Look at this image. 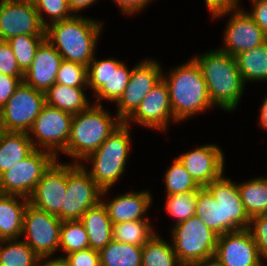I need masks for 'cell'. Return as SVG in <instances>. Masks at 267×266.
Returning <instances> with one entry per match:
<instances>
[{"mask_svg":"<svg viewBox=\"0 0 267 266\" xmlns=\"http://www.w3.org/2000/svg\"><path fill=\"white\" fill-rule=\"evenodd\" d=\"M193 59L201 69L211 103L224 110H234L245 84L235 57L218 49Z\"/></svg>","mask_w":267,"mask_h":266,"instance_id":"cell-1","label":"cell"},{"mask_svg":"<svg viewBox=\"0 0 267 266\" xmlns=\"http://www.w3.org/2000/svg\"><path fill=\"white\" fill-rule=\"evenodd\" d=\"M98 23L73 15L48 25L45 30L46 39L56 48L63 60L88 66L94 57L102 27Z\"/></svg>","mask_w":267,"mask_h":266,"instance_id":"cell-2","label":"cell"},{"mask_svg":"<svg viewBox=\"0 0 267 266\" xmlns=\"http://www.w3.org/2000/svg\"><path fill=\"white\" fill-rule=\"evenodd\" d=\"M162 77L169 90L174 121L184 120L212 107L206 82L197 62L192 58L184 65Z\"/></svg>","mask_w":267,"mask_h":266,"instance_id":"cell-3","label":"cell"},{"mask_svg":"<svg viewBox=\"0 0 267 266\" xmlns=\"http://www.w3.org/2000/svg\"><path fill=\"white\" fill-rule=\"evenodd\" d=\"M121 123L120 119H113L105 112L101 105L89 106L73 115L71 134L64 153L76 159H85L96 151Z\"/></svg>","mask_w":267,"mask_h":266,"instance_id":"cell-4","label":"cell"},{"mask_svg":"<svg viewBox=\"0 0 267 266\" xmlns=\"http://www.w3.org/2000/svg\"><path fill=\"white\" fill-rule=\"evenodd\" d=\"M129 122H122L85 160H92V168L88 172L102 190L101 197L124 173L126 160L130 150Z\"/></svg>","mask_w":267,"mask_h":266,"instance_id":"cell-5","label":"cell"},{"mask_svg":"<svg viewBox=\"0 0 267 266\" xmlns=\"http://www.w3.org/2000/svg\"><path fill=\"white\" fill-rule=\"evenodd\" d=\"M173 249L182 266L214 258L218 234L196 216L173 227Z\"/></svg>","mask_w":267,"mask_h":266,"instance_id":"cell-6","label":"cell"},{"mask_svg":"<svg viewBox=\"0 0 267 266\" xmlns=\"http://www.w3.org/2000/svg\"><path fill=\"white\" fill-rule=\"evenodd\" d=\"M101 193L81 163L67 164V190L62 211L57 217L61 221L80 220L88 209L101 201Z\"/></svg>","mask_w":267,"mask_h":266,"instance_id":"cell-7","label":"cell"},{"mask_svg":"<svg viewBox=\"0 0 267 266\" xmlns=\"http://www.w3.org/2000/svg\"><path fill=\"white\" fill-rule=\"evenodd\" d=\"M45 105V94L24 81L0 110V119L6 132L30 133L35 119Z\"/></svg>","mask_w":267,"mask_h":266,"instance_id":"cell-8","label":"cell"},{"mask_svg":"<svg viewBox=\"0 0 267 266\" xmlns=\"http://www.w3.org/2000/svg\"><path fill=\"white\" fill-rule=\"evenodd\" d=\"M56 158L48 151L34 149L0 176V193L29 198L42 174Z\"/></svg>","mask_w":267,"mask_h":266,"instance_id":"cell-9","label":"cell"},{"mask_svg":"<svg viewBox=\"0 0 267 266\" xmlns=\"http://www.w3.org/2000/svg\"><path fill=\"white\" fill-rule=\"evenodd\" d=\"M61 225L62 221L56 215L29 203L24 213L22 233L27 234L24 241L41 259L46 260L59 248Z\"/></svg>","mask_w":267,"mask_h":266,"instance_id":"cell-10","label":"cell"},{"mask_svg":"<svg viewBox=\"0 0 267 266\" xmlns=\"http://www.w3.org/2000/svg\"><path fill=\"white\" fill-rule=\"evenodd\" d=\"M132 70H128L124 63L115 59L98 61L93 57L87 66L88 85L96 94L97 105L101 99L116 102L129 83Z\"/></svg>","mask_w":267,"mask_h":266,"instance_id":"cell-11","label":"cell"},{"mask_svg":"<svg viewBox=\"0 0 267 266\" xmlns=\"http://www.w3.org/2000/svg\"><path fill=\"white\" fill-rule=\"evenodd\" d=\"M73 114L45 104L30 130L40 146L47 148L55 158L56 150L65 151L71 134Z\"/></svg>","mask_w":267,"mask_h":266,"instance_id":"cell-12","label":"cell"},{"mask_svg":"<svg viewBox=\"0 0 267 266\" xmlns=\"http://www.w3.org/2000/svg\"><path fill=\"white\" fill-rule=\"evenodd\" d=\"M158 62L146 60L132 69L129 83L124 89L118 104L117 118L125 122L139 107L146 95L162 79Z\"/></svg>","mask_w":267,"mask_h":266,"instance_id":"cell-13","label":"cell"},{"mask_svg":"<svg viewBox=\"0 0 267 266\" xmlns=\"http://www.w3.org/2000/svg\"><path fill=\"white\" fill-rule=\"evenodd\" d=\"M33 2L2 0L0 2V40L17 35H46Z\"/></svg>","mask_w":267,"mask_h":266,"instance_id":"cell-14","label":"cell"},{"mask_svg":"<svg viewBox=\"0 0 267 266\" xmlns=\"http://www.w3.org/2000/svg\"><path fill=\"white\" fill-rule=\"evenodd\" d=\"M205 187L221 206L222 234L248 229L251 218L245 210L238 185L222 175Z\"/></svg>","mask_w":267,"mask_h":266,"instance_id":"cell-15","label":"cell"},{"mask_svg":"<svg viewBox=\"0 0 267 266\" xmlns=\"http://www.w3.org/2000/svg\"><path fill=\"white\" fill-rule=\"evenodd\" d=\"M55 159L42 174L29 203L42 211L58 215L62 211L67 190V164Z\"/></svg>","mask_w":267,"mask_h":266,"instance_id":"cell-16","label":"cell"},{"mask_svg":"<svg viewBox=\"0 0 267 266\" xmlns=\"http://www.w3.org/2000/svg\"><path fill=\"white\" fill-rule=\"evenodd\" d=\"M214 258L222 266H263L249 229L219 235Z\"/></svg>","mask_w":267,"mask_h":266,"instance_id":"cell-17","label":"cell"},{"mask_svg":"<svg viewBox=\"0 0 267 266\" xmlns=\"http://www.w3.org/2000/svg\"><path fill=\"white\" fill-rule=\"evenodd\" d=\"M237 8L226 27L224 38L226 47L219 49L233 57L238 53L251 50L267 42V35L251 16Z\"/></svg>","mask_w":267,"mask_h":266,"instance_id":"cell-18","label":"cell"},{"mask_svg":"<svg viewBox=\"0 0 267 266\" xmlns=\"http://www.w3.org/2000/svg\"><path fill=\"white\" fill-rule=\"evenodd\" d=\"M178 160L201 187L223 175L224 155L216 145L198 147L182 154Z\"/></svg>","mask_w":267,"mask_h":266,"instance_id":"cell-19","label":"cell"},{"mask_svg":"<svg viewBox=\"0 0 267 266\" xmlns=\"http://www.w3.org/2000/svg\"><path fill=\"white\" fill-rule=\"evenodd\" d=\"M131 118L149 128L166 131L169 119L174 120V115L170 105L169 90L163 79L151 89L137 110L125 122Z\"/></svg>","mask_w":267,"mask_h":266,"instance_id":"cell-20","label":"cell"},{"mask_svg":"<svg viewBox=\"0 0 267 266\" xmlns=\"http://www.w3.org/2000/svg\"><path fill=\"white\" fill-rule=\"evenodd\" d=\"M62 56L56 48L45 39L38 47L31 67L24 74V82L34 89L46 92L56 83Z\"/></svg>","mask_w":267,"mask_h":266,"instance_id":"cell-21","label":"cell"},{"mask_svg":"<svg viewBox=\"0 0 267 266\" xmlns=\"http://www.w3.org/2000/svg\"><path fill=\"white\" fill-rule=\"evenodd\" d=\"M151 201V195L147 191L129 192L116 197L109 203L101 200L112 224L143 220V214L148 210Z\"/></svg>","mask_w":267,"mask_h":266,"instance_id":"cell-22","label":"cell"},{"mask_svg":"<svg viewBox=\"0 0 267 266\" xmlns=\"http://www.w3.org/2000/svg\"><path fill=\"white\" fill-rule=\"evenodd\" d=\"M22 198V204L19 201ZM29 198L0 193V240L17 239L23 233L24 213Z\"/></svg>","mask_w":267,"mask_h":266,"instance_id":"cell-23","label":"cell"},{"mask_svg":"<svg viewBox=\"0 0 267 266\" xmlns=\"http://www.w3.org/2000/svg\"><path fill=\"white\" fill-rule=\"evenodd\" d=\"M80 221L89 237V248L100 251L113 239V224L106 207L100 201L96 206L88 209Z\"/></svg>","mask_w":267,"mask_h":266,"instance_id":"cell-24","label":"cell"},{"mask_svg":"<svg viewBox=\"0 0 267 266\" xmlns=\"http://www.w3.org/2000/svg\"><path fill=\"white\" fill-rule=\"evenodd\" d=\"M35 143L29 133L5 131L0 138V176L38 149Z\"/></svg>","mask_w":267,"mask_h":266,"instance_id":"cell-25","label":"cell"},{"mask_svg":"<svg viewBox=\"0 0 267 266\" xmlns=\"http://www.w3.org/2000/svg\"><path fill=\"white\" fill-rule=\"evenodd\" d=\"M83 87H69L61 83H55L45 94V104L66 111L71 114H78L89 107L88 100Z\"/></svg>","mask_w":267,"mask_h":266,"instance_id":"cell-26","label":"cell"},{"mask_svg":"<svg viewBox=\"0 0 267 266\" xmlns=\"http://www.w3.org/2000/svg\"><path fill=\"white\" fill-rule=\"evenodd\" d=\"M234 57L244 83L267 80V42Z\"/></svg>","mask_w":267,"mask_h":266,"instance_id":"cell-27","label":"cell"},{"mask_svg":"<svg viewBox=\"0 0 267 266\" xmlns=\"http://www.w3.org/2000/svg\"><path fill=\"white\" fill-rule=\"evenodd\" d=\"M101 266H142V247L112 241L99 251Z\"/></svg>","mask_w":267,"mask_h":266,"instance_id":"cell-28","label":"cell"},{"mask_svg":"<svg viewBox=\"0 0 267 266\" xmlns=\"http://www.w3.org/2000/svg\"><path fill=\"white\" fill-rule=\"evenodd\" d=\"M0 266H40L41 258L25 241L0 240Z\"/></svg>","mask_w":267,"mask_h":266,"instance_id":"cell-29","label":"cell"},{"mask_svg":"<svg viewBox=\"0 0 267 266\" xmlns=\"http://www.w3.org/2000/svg\"><path fill=\"white\" fill-rule=\"evenodd\" d=\"M171 245L154 235L142 246V266H182Z\"/></svg>","mask_w":267,"mask_h":266,"instance_id":"cell-30","label":"cell"},{"mask_svg":"<svg viewBox=\"0 0 267 266\" xmlns=\"http://www.w3.org/2000/svg\"><path fill=\"white\" fill-rule=\"evenodd\" d=\"M195 216L215 233L222 235L221 206L205 186L197 190Z\"/></svg>","mask_w":267,"mask_h":266,"instance_id":"cell-31","label":"cell"},{"mask_svg":"<svg viewBox=\"0 0 267 266\" xmlns=\"http://www.w3.org/2000/svg\"><path fill=\"white\" fill-rule=\"evenodd\" d=\"M250 218L260 215L267 205V178H257L238 185Z\"/></svg>","mask_w":267,"mask_h":266,"instance_id":"cell-32","label":"cell"},{"mask_svg":"<svg viewBox=\"0 0 267 266\" xmlns=\"http://www.w3.org/2000/svg\"><path fill=\"white\" fill-rule=\"evenodd\" d=\"M147 218L113 224V239L125 244L143 246L155 233L152 232Z\"/></svg>","mask_w":267,"mask_h":266,"instance_id":"cell-33","label":"cell"},{"mask_svg":"<svg viewBox=\"0 0 267 266\" xmlns=\"http://www.w3.org/2000/svg\"><path fill=\"white\" fill-rule=\"evenodd\" d=\"M45 39L46 35L22 34L7 40L16 57L17 64L24 74L31 67L35 53Z\"/></svg>","mask_w":267,"mask_h":266,"instance_id":"cell-34","label":"cell"},{"mask_svg":"<svg viewBox=\"0 0 267 266\" xmlns=\"http://www.w3.org/2000/svg\"><path fill=\"white\" fill-rule=\"evenodd\" d=\"M59 247L68 254L89 248V237L80 220L62 221Z\"/></svg>","mask_w":267,"mask_h":266,"instance_id":"cell-35","label":"cell"},{"mask_svg":"<svg viewBox=\"0 0 267 266\" xmlns=\"http://www.w3.org/2000/svg\"><path fill=\"white\" fill-rule=\"evenodd\" d=\"M167 195L197 191L201 186L190 176L183 164L177 159L165 174Z\"/></svg>","mask_w":267,"mask_h":266,"instance_id":"cell-36","label":"cell"},{"mask_svg":"<svg viewBox=\"0 0 267 266\" xmlns=\"http://www.w3.org/2000/svg\"><path fill=\"white\" fill-rule=\"evenodd\" d=\"M197 191L167 195L166 209L170 215L178 219L176 224L195 216Z\"/></svg>","mask_w":267,"mask_h":266,"instance_id":"cell-37","label":"cell"},{"mask_svg":"<svg viewBox=\"0 0 267 266\" xmlns=\"http://www.w3.org/2000/svg\"><path fill=\"white\" fill-rule=\"evenodd\" d=\"M56 83L69 87H87V66L63 60L57 73Z\"/></svg>","mask_w":267,"mask_h":266,"instance_id":"cell-38","label":"cell"},{"mask_svg":"<svg viewBox=\"0 0 267 266\" xmlns=\"http://www.w3.org/2000/svg\"><path fill=\"white\" fill-rule=\"evenodd\" d=\"M32 2L45 28L48 24L42 16L44 11L49 15L51 24L68 19L74 15L69 9L67 0H33Z\"/></svg>","mask_w":267,"mask_h":266,"instance_id":"cell-39","label":"cell"},{"mask_svg":"<svg viewBox=\"0 0 267 266\" xmlns=\"http://www.w3.org/2000/svg\"><path fill=\"white\" fill-rule=\"evenodd\" d=\"M0 73L14 77H24L16 57L7 41L0 40Z\"/></svg>","mask_w":267,"mask_h":266,"instance_id":"cell-40","label":"cell"},{"mask_svg":"<svg viewBox=\"0 0 267 266\" xmlns=\"http://www.w3.org/2000/svg\"><path fill=\"white\" fill-rule=\"evenodd\" d=\"M248 227L255 244L257 245L261 257H267V218L260 215L254 216L250 220ZM253 229V230H252Z\"/></svg>","mask_w":267,"mask_h":266,"instance_id":"cell-41","label":"cell"},{"mask_svg":"<svg viewBox=\"0 0 267 266\" xmlns=\"http://www.w3.org/2000/svg\"><path fill=\"white\" fill-rule=\"evenodd\" d=\"M64 258L71 266H101L99 251L91 248L67 254Z\"/></svg>","mask_w":267,"mask_h":266,"instance_id":"cell-42","label":"cell"},{"mask_svg":"<svg viewBox=\"0 0 267 266\" xmlns=\"http://www.w3.org/2000/svg\"><path fill=\"white\" fill-rule=\"evenodd\" d=\"M23 80L24 77H14L0 73V110Z\"/></svg>","mask_w":267,"mask_h":266,"instance_id":"cell-43","label":"cell"},{"mask_svg":"<svg viewBox=\"0 0 267 266\" xmlns=\"http://www.w3.org/2000/svg\"><path fill=\"white\" fill-rule=\"evenodd\" d=\"M253 10L248 13L254 22L262 29L267 35V0H252Z\"/></svg>","mask_w":267,"mask_h":266,"instance_id":"cell-44","label":"cell"},{"mask_svg":"<svg viewBox=\"0 0 267 266\" xmlns=\"http://www.w3.org/2000/svg\"><path fill=\"white\" fill-rule=\"evenodd\" d=\"M206 5L213 17L226 15L237 7L238 0H205Z\"/></svg>","mask_w":267,"mask_h":266,"instance_id":"cell-45","label":"cell"},{"mask_svg":"<svg viewBox=\"0 0 267 266\" xmlns=\"http://www.w3.org/2000/svg\"><path fill=\"white\" fill-rule=\"evenodd\" d=\"M151 0H114L124 13H134L146 7V4ZM145 6V7H144Z\"/></svg>","mask_w":267,"mask_h":266,"instance_id":"cell-46","label":"cell"},{"mask_svg":"<svg viewBox=\"0 0 267 266\" xmlns=\"http://www.w3.org/2000/svg\"><path fill=\"white\" fill-rule=\"evenodd\" d=\"M97 0H67L69 9L71 12L80 11L81 9H84L91 4H93Z\"/></svg>","mask_w":267,"mask_h":266,"instance_id":"cell-47","label":"cell"},{"mask_svg":"<svg viewBox=\"0 0 267 266\" xmlns=\"http://www.w3.org/2000/svg\"><path fill=\"white\" fill-rule=\"evenodd\" d=\"M43 261L44 259L41 260L42 264L40 266H71L64 257L49 259L46 262Z\"/></svg>","mask_w":267,"mask_h":266,"instance_id":"cell-48","label":"cell"},{"mask_svg":"<svg viewBox=\"0 0 267 266\" xmlns=\"http://www.w3.org/2000/svg\"><path fill=\"white\" fill-rule=\"evenodd\" d=\"M185 266H222L215 258L193 262Z\"/></svg>","mask_w":267,"mask_h":266,"instance_id":"cell-49","label":"cell"},{"mask_svg":"<svg viewBox=\"0 0 267 266\" xmlns=\"http://www.w3.org/2000/svg\"><path fill=\"white\" fill-rule=\"evenodd\" d=\"M260 124L267 130V98L264 100L260 110Z\"/></svg>","mask_w":267,"mask_h":266,"instance_id":"cell-50","label":"cell"},{"mask_svg":"<svg viewBox=\"0 0 267 266\" xmlns=\"http://www.w3.org/2000/svg\"><path fill=\"white\" fill-rule=\"evenodd\" d=\"M260 216L267 218V205H266L265 209L263 210V212L260 214Z\"/></svg>","mask_w":267,"mask_h":266,"instance_id":"cell-51","label":"cell"},{"mask_svg":"<svg viewBox=\"0 0 267 266\" xmlns=\"http://www.w3.org/2000/svg\"><path fill=\"white\" fill-rule=\"evenodd\" d=\"M4 132H5V131H4V128H3V124H2L1 119H0V138H1V136H2V134H3Z\"/></svg>","mask_w":267,"mask_h":266,"instance_id":"cell-52","label":"cell"}]
</instances>
